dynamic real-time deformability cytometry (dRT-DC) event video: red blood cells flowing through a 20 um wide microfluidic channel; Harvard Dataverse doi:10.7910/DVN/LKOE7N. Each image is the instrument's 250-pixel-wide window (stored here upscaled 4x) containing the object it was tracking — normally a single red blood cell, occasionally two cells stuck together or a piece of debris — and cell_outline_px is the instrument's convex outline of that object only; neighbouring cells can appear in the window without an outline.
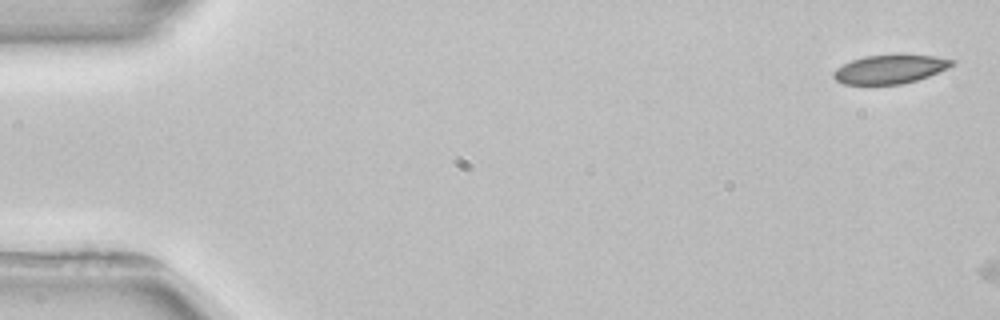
{"species": "common noctule bat (a hibernating species)", "species_latin": "Nyctalus noctula", "temperature_condition": "room temperature", "stored_images_in_passage": 2, "camera_frame_rate_fps": 3000, "um_per_image_px": 0.085, "animal": {"sex": "female", "body_mass_g": 22.7, "forearm_length_mm": 54.2}, "frame": {"image": 1, "passage_image": 1, "time_ms": 0.0, "image_size_px": [1000, 320], "cell_outline_px": [[956, 64], [948, 68], [928, 76], [916, 80], [900, 84], [844, 84], [836, 80], [832, 76], [832, 72], [836, 68], [852, 60], [864, 56], [936, 56], [956, 60]], "centroid_in_image_um": [75.65, 5.89], "position_along_channel_um": 9.4, "area_um2": 19.48}}